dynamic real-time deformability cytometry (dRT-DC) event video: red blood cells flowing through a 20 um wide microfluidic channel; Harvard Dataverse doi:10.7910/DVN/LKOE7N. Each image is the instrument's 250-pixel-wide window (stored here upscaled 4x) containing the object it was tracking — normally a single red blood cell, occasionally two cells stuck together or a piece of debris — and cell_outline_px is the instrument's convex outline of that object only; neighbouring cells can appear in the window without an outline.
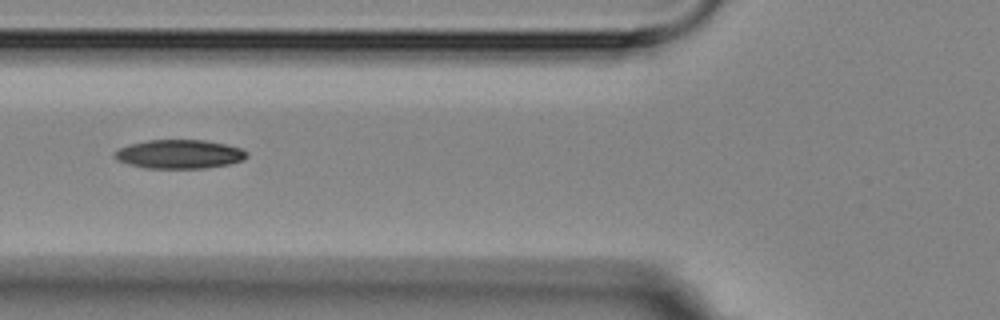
{"species": "Egyptian fruit bat (a non-hibernating species)", "species_latin": "Rousettus aegyptiacus", "temperature_condition": "room temperature", "stored_images_in_passage": 8, "camera_frame_rate_fps": 3000, "um_per_image_px": 0.085, "animal": {"sex": "female"}, "frame": {"image": 1, "passage_image": 3, "time_ms": 2.0, "image_size_px": [1000, 320], "cell_outline_px": [[248, 156], [244, 160], [228, 164], [204, 168], [144, 168], [128, 164], [116, 160], [112, 156], [120, 148], [128, 144], [148, 140], [204, 140], [224, 144], [240, 148], [248, 152]], "centroid_in_image_um": [15.23, 13.1], "position_along_channel_um": 110.6, "area_um2": 22.25}}
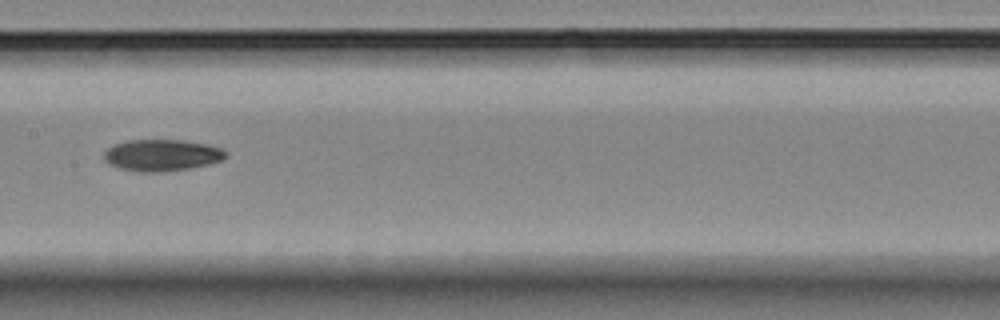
{"frame": {"image": 2, "passage_image": 5, "time_ms": 4.333, "image_size_px": [1000, 320], "cell_outline_px": [[228, 156], [224, 160], [208, 164], [188, 168], [160, 172], [140, 172], [120, 168], [108, 164], [104, 160], [104, 152], [112, 144], [128, 140], [184, 140], [208, 144], [220, 148], [228, 152]], "centroid_in_image_um": [13.76, 13.18], "position_along_channel_um": 193.6, "area_um2": 22.6}}
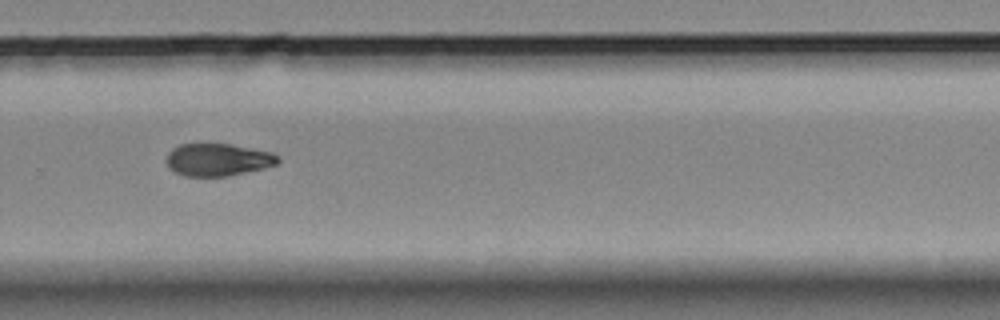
{"frame": {"image": 3, "passage_image": 8, "time_ms": 7.667, "image_size_px": [1000, 320], "cell_outline_px": [[280, 160], [276, 164], [264, 168], [228, 176], [184, 176], [168, 168], [164, 160], [168, 152], [172, 148], [180, 144], [204, 140], [232, 144], [272, 152], [280, 156]], "centroid_in_image_um": [18.46, 13.52], "position_along_channel_um": 311.3, "area_um2": 22.08}}